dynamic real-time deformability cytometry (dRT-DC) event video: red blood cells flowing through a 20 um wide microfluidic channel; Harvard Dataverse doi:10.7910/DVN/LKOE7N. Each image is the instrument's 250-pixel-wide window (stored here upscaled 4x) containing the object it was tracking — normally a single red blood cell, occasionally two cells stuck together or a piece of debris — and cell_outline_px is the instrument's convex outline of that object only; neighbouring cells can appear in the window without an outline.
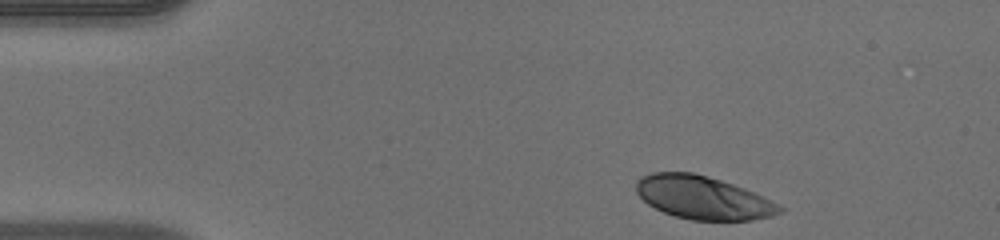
{"species": "human", "species_latin": "Homo sapiens", "temperature_condition": "warm", "stored_images_in_passage": 39, "camera_frame_rate_fps": 3000, "um_per_image_px": 0.085, "donor": {"sex": "male"}, "frame": {"image": 1, "passage_image": 1, "time_ms": 0.0, "image_size_px": [1000, 240], "cell_outline_px": [[784, 212], [772, 216], [752, 220], [692, 220], [676, 216], [664, 212], [648, 204], [636, 192], [636, 180], [640, 176], [652, 172], [692, 172], [708, 176], [744, 188], [764, 196], [784, 208]], "centroid_in_image_um": [59.76, 16.79], "position_along_channel_um": 25.2, "area_um2": 36.07}}
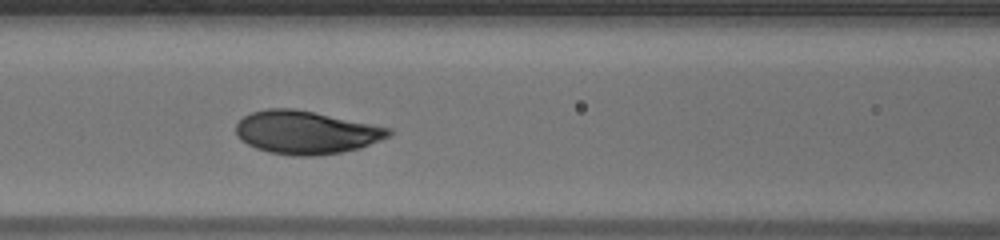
{"frame": {"image": 2, "passage_image": 15, "time_ms": 4.667, "image_size_px": [1000, 240], "cell_outline_px": [[392, 132], [388, 136], [380, 140], [360, 148], [340, 152], [312, 156], [292, 156], [268, 152], [256, 148], [240, 140], [236, 136], [236, 124], [244, 116], [252, 112], [268, 108], [296, 108], [392, 128]], "centroid_in_image_um": [25.99, 11.25], "position_along_channel_um": 140.6, "area_um2": 38.44}}
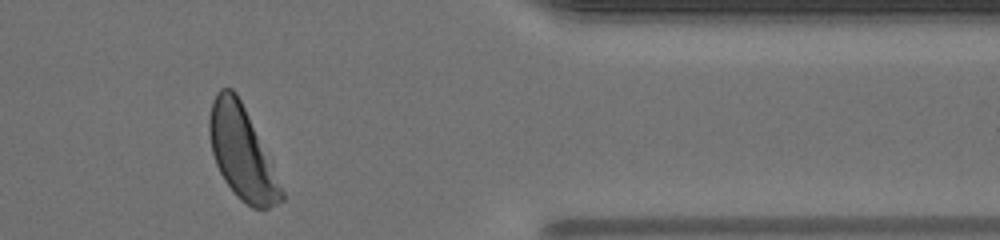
{"frame": {"image": 3, "passage_image": 35, "time_ms": 11.333, "image_size_px": [1000, 240], "cell_outline_px": [[284, 200], [268, 208], [252, 208], [240, 200], [232, 192], [224, 180], [216, 164], [212, 152], [208, 132], [208, 116], [212, 100], [216, 92], [220, 88], [232, 88], [236, 92], [272, 160], [284, 192]], "centroid_in_image_um": [20.56, 12.99], "position_along_channel_um": 390.8, "area_um2": 39.25}, "authors_computed_cell_mechanics": {"area_um2": 38.437, "velocity_mm_per_s": 4.079, "shape_relaxation_time_tau1_ms": 2.9384, "shape_relaxation_time_tau2_ms": null, "deformation_change_tau1": 0.1707, "deformation_change_tau2": null}}